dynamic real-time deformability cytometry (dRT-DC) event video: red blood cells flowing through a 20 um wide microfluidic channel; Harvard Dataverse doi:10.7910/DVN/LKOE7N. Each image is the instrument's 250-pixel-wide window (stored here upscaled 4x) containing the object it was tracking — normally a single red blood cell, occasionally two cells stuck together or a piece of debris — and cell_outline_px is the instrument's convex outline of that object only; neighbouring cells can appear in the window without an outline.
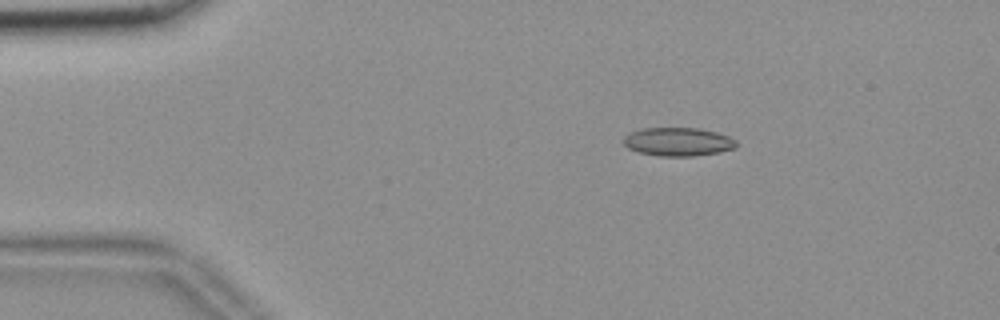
{"species": "common noctule bat (a hibernating species)", "species_latin": "Nyctalus noctula", "temperature_condition": "room temperature", "stored_images_in_passage": 11, "camera_frame_rate_fps": 3000, "um_per_image_px": 0.085, "animal": {"sex": "female", "body_mass_g": 18.4}, "frame": {"image": 1, "passage_image": 5, "time_ms": 1.333, "image_size_px": [1000, 320], "cell_outline_px": [[736, 148], [720, 152], [692, 156], [660, 156], [640, 152], [628, 148], [624, 144], [624, 136], [628, 132], [640, 128], [700, 128], [716, 132], [728, 136], [736, 140]], "centroid_in_image_um": [57.63, 12.04], "position_along_channel_um": 27.4, "area_um2": 18.79}}